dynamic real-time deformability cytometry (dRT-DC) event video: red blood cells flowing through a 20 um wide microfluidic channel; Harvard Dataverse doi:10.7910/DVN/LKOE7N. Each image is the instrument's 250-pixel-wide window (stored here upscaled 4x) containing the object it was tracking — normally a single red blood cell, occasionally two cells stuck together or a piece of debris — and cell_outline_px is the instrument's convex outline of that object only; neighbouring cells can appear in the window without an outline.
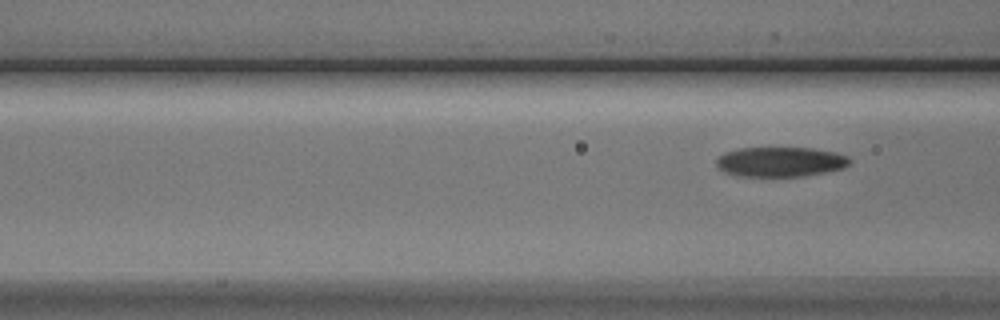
{"species": "Egyptian fruit bat (a non-hibernating species)", "species_latin": "Rousettus aegyptiacus", "temperature_condition": "cold", "stored_images_in_passage": 4, "segment_of_instrument_passage": [2, 2], "camera_frame_rate_fps": 3000, "um_per_image_px": 0.085, "animal": {"sex": "male"}, "frame": {"image": 1, "passage_image": 4, "time_ms": 4.333, "image_size_px": [1000, 320], "cell_outline_px": [[852, 160], [844, 168], [824, 172], [800, 176], [744, 176], [724, 172], [716, 164], [716, 160], [724, 152], [736, 148], [812, 148], [836, 152], [848, 156]], "centroid_in_image_um": [66.34, 13.74], "position_along_channel_um": 100.3, "area_um2": 23.06}}